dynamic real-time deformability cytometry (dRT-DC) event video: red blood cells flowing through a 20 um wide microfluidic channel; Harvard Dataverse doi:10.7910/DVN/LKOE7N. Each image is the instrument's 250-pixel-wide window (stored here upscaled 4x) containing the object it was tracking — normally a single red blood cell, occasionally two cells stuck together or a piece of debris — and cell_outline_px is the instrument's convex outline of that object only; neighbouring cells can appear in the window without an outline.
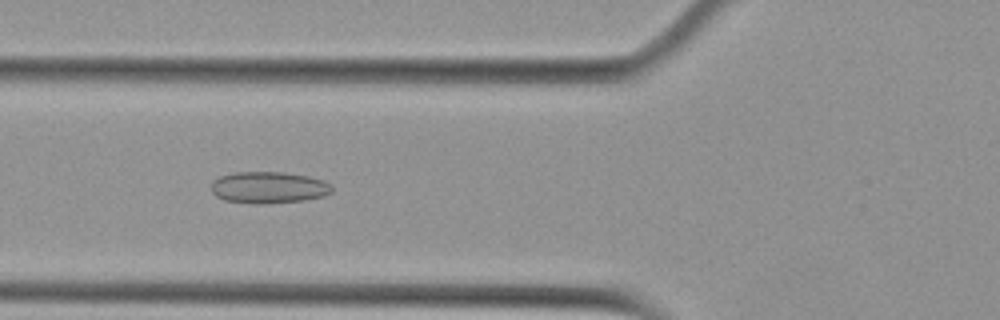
{"species": "Egyptian fruit bat (a non-hibernating species)", "species_latin": "Rousettus aegyptiacus", "temperature_condition": "cold", "stored_images_in_passage": 37, "camera_frame_rate_fps": 3000, "um_per_image_px": 0.085, "animal": {"sex": "female"}, "frame": {"image": 1, "passage_image": 4, "time_ms": 1.0, "image_size_px": [1000, 320], "cell_outline_px": [[332, 192], [324, 196], [304, 200], [264, 204], [256, 204], [224, 200], [216, 196], [212, 192], [212, 180], [220, 176], [236, 172], [284, 172], [308, 176], [324, 180], [332, 184]], "centroid_in_image_um": [22.85, 15.93], "position_along_channel_um": 103.0, "area_um2": 22.43}}
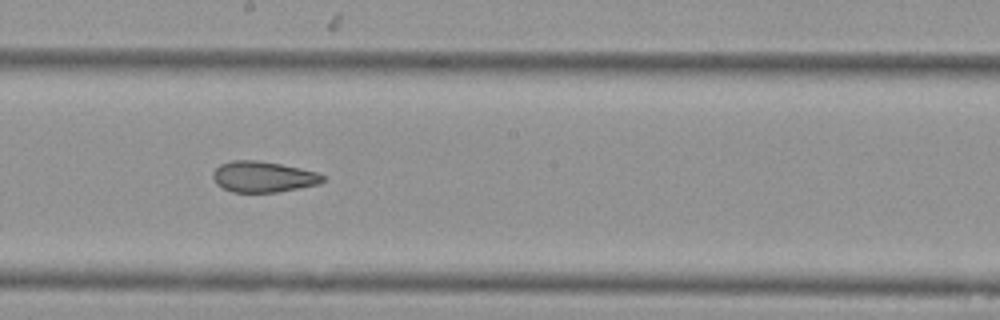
{"frame": {"image": 2, "passage_image": 14, "time_ms": 4.333, "image_size_px": [1000, 320], "cell_outline_px": [[324, 180], [320, 184], [276, 192], [232, 192], [216, 184], [212, 176], [212, 172], [220, 164], [232, 160], [256, 160], [280, 164], [320, 172], [324, 176]], "centroid_in_image_um": [22.37, 15.02], "position_along_channel_um": 225.8, "area_um2": 19.83}}
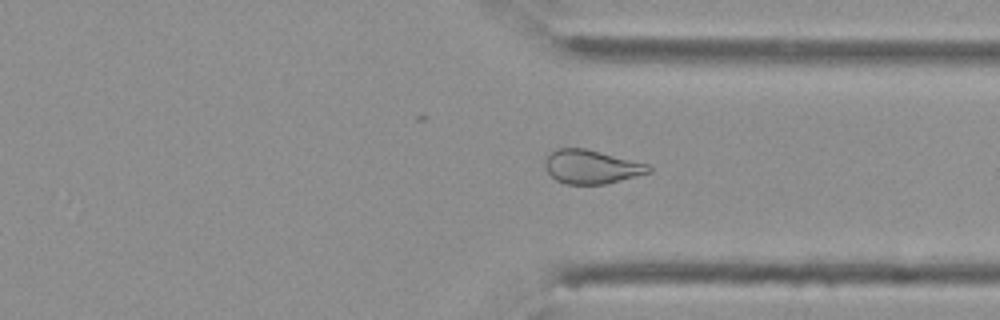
{"frame": {"image": 3, "passage_image": 25, "time_ms": 8.0, "image_size_px": [1000, 320], "cell_outline_px": [[652, 172], [604, 184], [564, 184], [556, 180], [548, 172], [544, 164], [544, 160], [556, 148], [584, 148], [648, 164], [652, 168]], "centroid_in_image_um": [50.26, 14.18], "position_along_channel_um": 361.1, "area_um2": 20.23}, "authors_computed_cell_mechanics": {"area_um2": 20.7502, "velocity_mm_per_s": 3.6877, "shape_relaxation_time_tau1_ms": null, "shape_relaxation_time_tau2_ms": 3.0847, "deformation_change_tau1": null, "deformation_change_tau2": 0.1082}}